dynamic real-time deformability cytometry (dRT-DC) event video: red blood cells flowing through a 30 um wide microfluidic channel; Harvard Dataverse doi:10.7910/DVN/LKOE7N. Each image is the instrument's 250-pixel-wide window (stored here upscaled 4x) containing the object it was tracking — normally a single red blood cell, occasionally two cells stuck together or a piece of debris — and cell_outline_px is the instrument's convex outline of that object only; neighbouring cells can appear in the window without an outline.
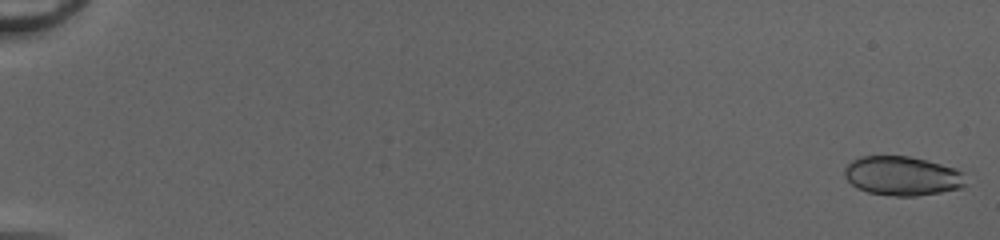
{"species": "common noctule bat (a hibernating species)", "species_latin": "Nyctalus noctula", "temperature_condition": "cold", "stored_images_in_passage": 51, "segment_of_instrument_passage": [1, 2], "camera_frame_rate_fps": 3000, "um_per_image_px": 0.085, "animal": {"sex": "female", "body_mass_g": 20.0, "forearm_length_mm": 54.0}, "frame": {"image": 1, "passage_image": 1, "time_ms": 0.0, "image_size_px": [1000, 240], "cell_outline_px": [[968, 184], [964, 188], [916, 196], [896, 196], [868, 192], [856, 188], [844, 176], [844, 168], [852, 160], [860, 156], [908, 156], [956, 168], [964, 172]], "centroid_in_image_um": [76.73, 14.96], "position_along_channel_um": 8.3, "area_um2": 27.92}}
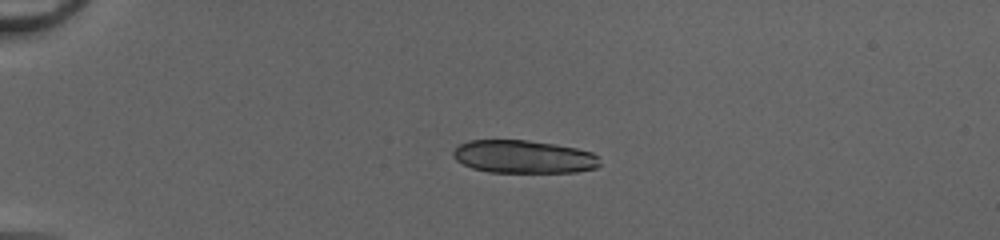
{"frame": {"image": 2, "passage_image": 14, "time_ms": 4.333, "image_size_px": [1000, 240], "cell_outline_px": [[600, 164], [596, 168], [576, 172], [488, 172], [472, 168], [456, 160], [452, 156], [452, 152], [460, 144], [468, 140], [528, 140], [556, 144], [576, 148], [592, 152], [600, 156]], "centroid_in_image_um": [44.53, 13.32], "position_along_channel_um": 40.5, "area_um2": 28.38}}